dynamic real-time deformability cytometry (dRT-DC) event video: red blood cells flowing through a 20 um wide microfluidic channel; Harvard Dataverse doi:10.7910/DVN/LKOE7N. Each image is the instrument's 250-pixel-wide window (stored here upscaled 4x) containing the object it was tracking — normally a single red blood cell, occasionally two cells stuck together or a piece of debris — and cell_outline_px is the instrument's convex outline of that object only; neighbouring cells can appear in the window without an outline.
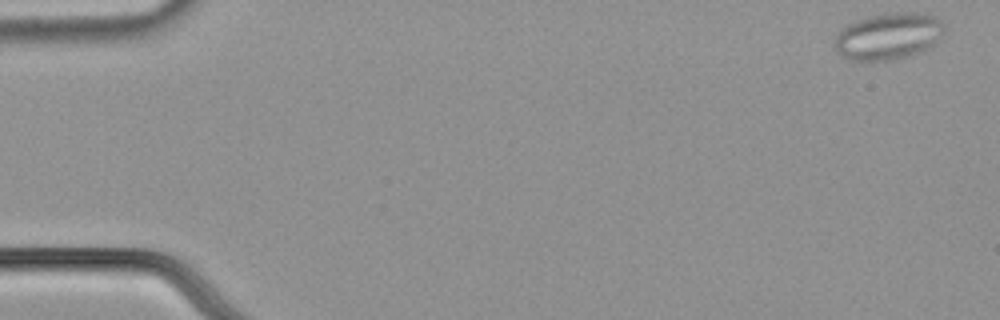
{"species": "common noctule bat (a hibernating species)", "species_latin": "Nyctalus noctula", "temperature_condition": "cold", "stored_images_in_passage": 55, "segment_of_instrument_passage": [1, 2], "camera_frame_rate_fps": 3000, "um_per_image_px": 0.085, "animal": {"sex": "male", "body_mass_g": 21.5, "forearm_length_mm": 52.0}, "frame": {"image": 1, "passage_image": 1, "time_ms": 0.0, "image_size_px": [1000, 320], "cell_outline_px": [[944, 32], [924, 52], [912, 56], [892, 60], [848, 60], [836, 52], [832, 44], [840, 28], [856, 20], [868, 16], [884, 12], [928, 12], [936, 16], [944, 24]], "centroid_in_image_um": [75.5, 3.06], "position_along_channel_um": 9.5, "area_um2": 30.63}}